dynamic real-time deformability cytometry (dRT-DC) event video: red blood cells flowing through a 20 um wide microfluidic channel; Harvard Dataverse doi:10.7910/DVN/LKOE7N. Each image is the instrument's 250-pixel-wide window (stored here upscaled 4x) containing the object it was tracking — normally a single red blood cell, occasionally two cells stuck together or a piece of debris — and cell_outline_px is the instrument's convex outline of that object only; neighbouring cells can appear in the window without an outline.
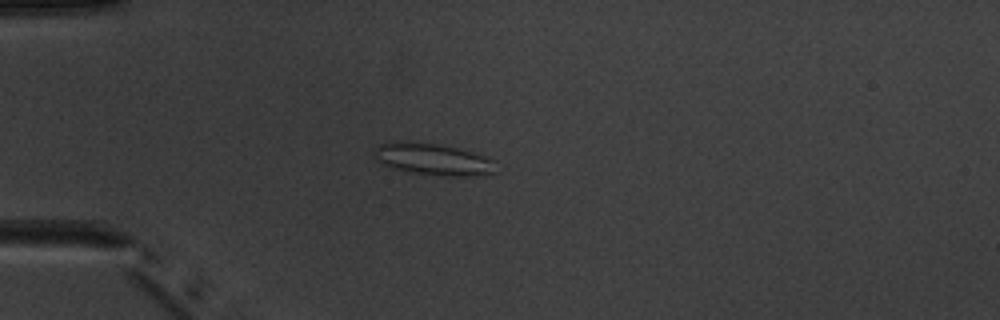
{"species": "common noctule bat (a hibernating species)", "species_latin": "Nyctalus noctula", "temperature_condition": "warm", "stored_images_in_passage": 3, "camera_frame_rate_fps": 3000, "um_per_image_px": 0.085, "animal": {"sex": "male", "body_mass_g": 20.1, "forearm_length_mm": 53.5}, "frame": {"image": 1, "passage_image": 3, "time_ms": 2.333, "image_size_px": [1000, 320], "cell_outline_px": [[496, 172], [472, 176], [448, 176], [408, 172], [392, 168], [384, 164], [372, 156], [372, 148], [380, 144], [400, 140], [408, 140], [436, 144], [456, 148], [472, 152], [496, 160]], "centroid_in_image_um": [36.77, 13.52], "position_along_channel_um": 48.2, "area_um2": 22.83}}